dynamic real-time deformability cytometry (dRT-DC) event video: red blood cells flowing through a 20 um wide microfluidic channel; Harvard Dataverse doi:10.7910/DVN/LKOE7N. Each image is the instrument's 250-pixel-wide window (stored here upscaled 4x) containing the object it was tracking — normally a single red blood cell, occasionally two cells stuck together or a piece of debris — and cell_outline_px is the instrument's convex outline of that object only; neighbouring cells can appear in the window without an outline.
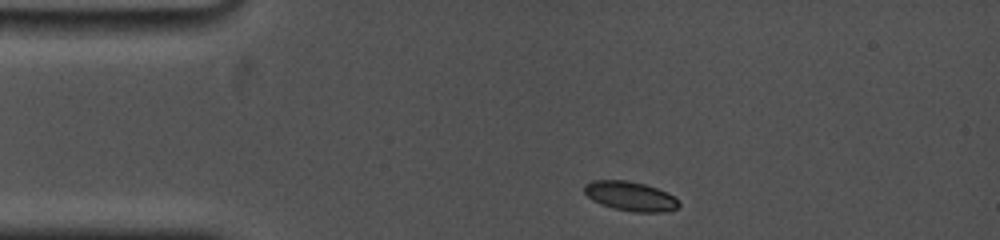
{"species": "common noctule bat (a hibernating species)", "species_latin": "Nyctalus noctula", "temperature_condition": "cold", "stored_images_in_passage": 9, "camera_frame_rate_fps": 5000, "um_per_image_px": 0.085, "animal": {"sex": "female", "body_mass_g": 19.0, "forearm_length_mm": 53.3}, "frame": {"image": 1, "passage_image": 1, "time_ms": 0.0, "image_size_px": [1000, 240], "cell_outline_px": [[680, 204], [676, 208], [664, 212], [632, 212], [612, 208], [600, 204], [592, 200], [584, 192], [584, 184], [592, 180], [628, 180], [644, 184], [656, 188], [680, 200]], "centroid_in_image_um": [53.55, 16.68], "position_along_channel_um": 31.5, "area_um2": 16.24}}
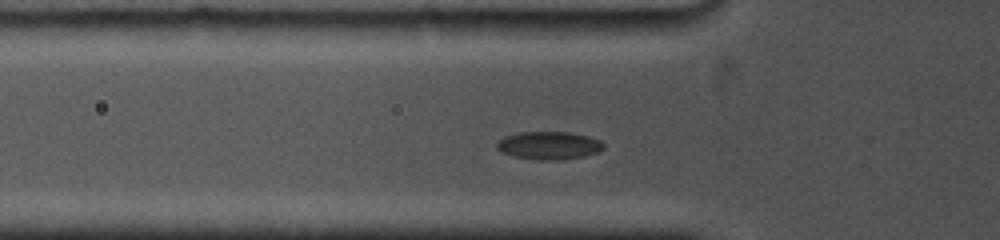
{"frame": {"image": 2, "passage_image": 6, "time_ms": 2.4, "image_size_px": [1000, 240], "cell_outline_px": [[604, 148], [600, 152], [584, 156], [556, 160], [536, 160], [512, 156], [496, 148], [496, 144], [504, 136], [520, 132], [568, 132], [588, 136], [600, 140], [604, 144]], "centroid_in_image_um": [46.68, 12.36], "position_along_channel_um": 79.1, "area_um2": 17.4}}
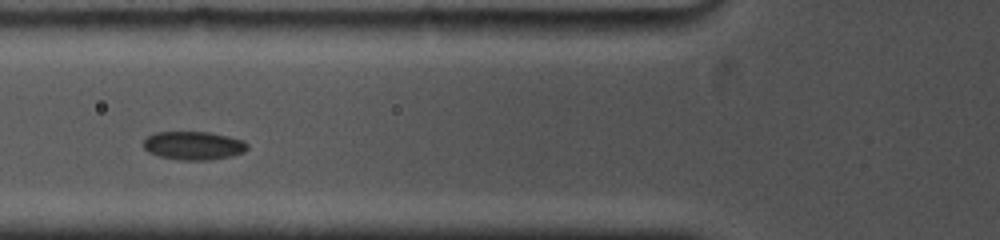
{"frame": {"image": 3, "passage_image": 8, "time_ms": 3.2, "image_size_px": [1000, 240], "cell_outline_px": [[248, 148], [244, 152], [228, 156], [208, 160], [180, 160], [160, 156], [148, 152], [144, 148], [144, 140], [148, 136], [156, 132], [208, 132], [228, 136], [244, 140], [248, 144]], "centroid_in_image_um": [16.46, 12.37], "position_along_channel_um": 109.3, "area_um2": 17.11}}